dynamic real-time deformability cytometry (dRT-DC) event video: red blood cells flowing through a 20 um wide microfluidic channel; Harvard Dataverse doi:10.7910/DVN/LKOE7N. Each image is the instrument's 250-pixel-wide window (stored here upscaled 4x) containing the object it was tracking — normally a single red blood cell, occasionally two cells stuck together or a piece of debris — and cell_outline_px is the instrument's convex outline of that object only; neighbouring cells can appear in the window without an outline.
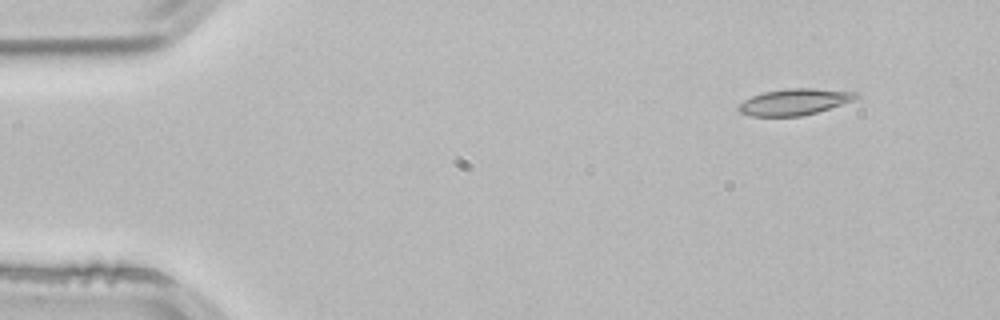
{"species": "common noctule bat (a hibernating species)", "species_latin": "Nyctalus noctula", "temperature_condition": "room temperature", "stored_images_in_passage": 3, "camera_frame_rate_fps": 3000, "um_per_image_px": 0.085, "animal": {"sex": "male", "body_mass_g": 21.5, "forearm_length_mm": 52.0}, "frame": {"image": 1, "passage_image": 1, "time_ms": 0.0, "image_size_px": [1000, 320], "cell_outline_px": [[860, 96], [852, 100], [816, 112], [800, 116], [752, 116], [740, 112], [736, 108], [744, 100], [752, 96], [764, 92], [788, 88], [812, 88], [856, 92]], "centroid_in_image_um": [67.49, 8.65], "position_along_channel_um": 17.5, "area_um2": 17.69}}
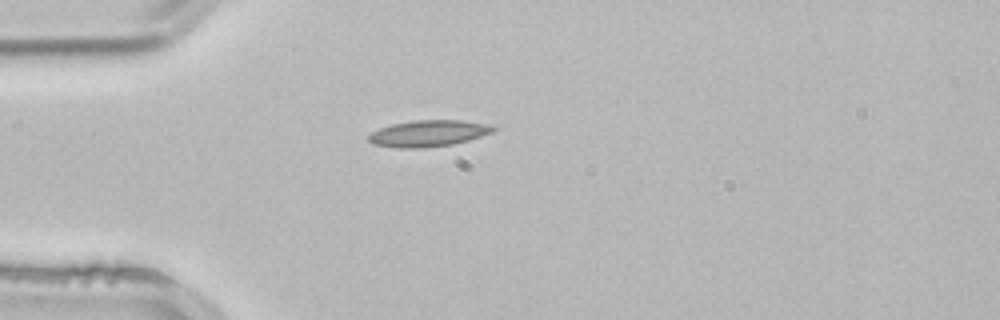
{"frame": {"image": 2, "passage_image": 3, "time_ms": 0.667, "image_size_px": [1000, 320], "cell_outline_px": [[496, 128], [492, 132], [468, 140], [452, 144], [420, 148], [400, 148], [372, 144], [368, 140], [368, 136], [372, 132], [380, 128], [392, 124], [412, 120], [460, 120], [488, 124]], "centroid_in_image_um": [36.38, 11.33], "position_along_channel_um": 48.6, "area_um2": 19.02}}